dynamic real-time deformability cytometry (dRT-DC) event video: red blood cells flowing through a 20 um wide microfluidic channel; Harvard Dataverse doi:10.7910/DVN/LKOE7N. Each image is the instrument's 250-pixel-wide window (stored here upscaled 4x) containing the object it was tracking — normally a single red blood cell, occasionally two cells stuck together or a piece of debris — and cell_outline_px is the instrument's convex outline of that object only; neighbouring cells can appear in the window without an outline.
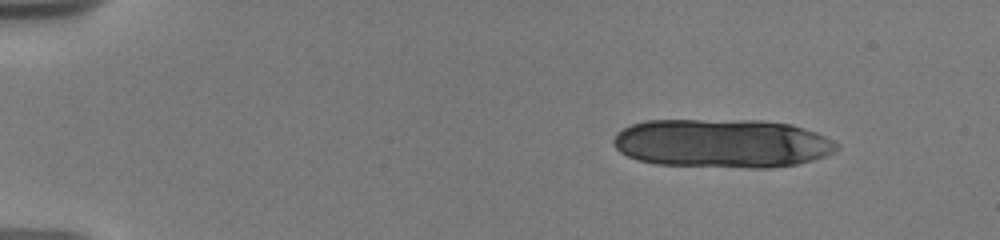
{"species": "human", "species_latin": "Homo sapiens", "temperature_condition": "warm", "stored_images_in_passage": 20, "camera_frame_rate_fps": 3000, "um_per_image_px": 0.085, "donor": {"sex": "male"}, "frame": {"image": 1, "passage_image": 3, "time_ms": 1.333, "image_size_px": [1000, 240], "cell_outline_px": [[840, 148], [824, 156], [812, 160], [796, 164], [772, 168], [748, 168], [656, 164], [636, 160], [620, 152], [612, 144], [612, 140], [616, 132], [632, 124], [644, 120], [760, 120], [788, 124], [804, 128], [816, 132], [840, 144]], "centroid_in_image_um": [61.35, 12.18], "position_along_channel_um": 23.6, "area_um2": 63.93}}
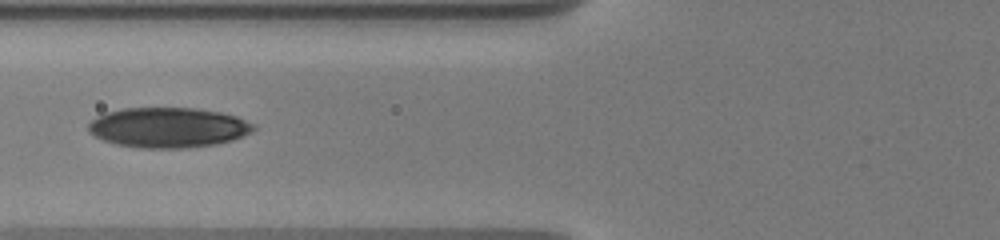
{"frame": {"image": 2, "passage_image": 12, "time_ms": 7.0, "image_size_px": [1000, 240], "cell_outline_px": [[256, 128], [252, 132], [232, 140], [216, 144], [184, 148], [140, 148], [116, 144], [104, 140], [88, 132], [88, 124], [96, 116], [104, 112], [124, 108], [196, 108], [220, 112], [236, 116], [256, 124]], "centroid_in_image_um": [14.3, 10.83], "position_along_channel_um": 111.5, "area_um2": 38.78}}
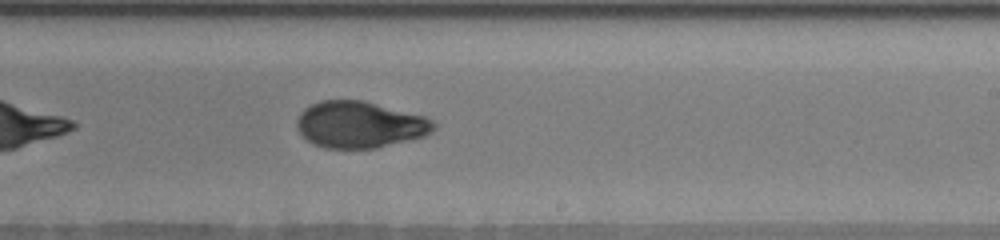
{"frame": {"image": 3, "passage_image": 20, "time_ms": 11.0, "image_size_px": [1000, 240], "cell_outline_px": [[436, 128], [432, 132], [424, 136], [376, 148], [324, 148], [312, 144], [296, 128], [296, 120], [300, 112], [304, 108], [320, 100], [364, 100], [424, 116], [432, 120], [436, 124]], "centroid_in_image_um": [30.56, 10.59], "position_along_channel_um": 258.4, "area_um2": 37.22}}